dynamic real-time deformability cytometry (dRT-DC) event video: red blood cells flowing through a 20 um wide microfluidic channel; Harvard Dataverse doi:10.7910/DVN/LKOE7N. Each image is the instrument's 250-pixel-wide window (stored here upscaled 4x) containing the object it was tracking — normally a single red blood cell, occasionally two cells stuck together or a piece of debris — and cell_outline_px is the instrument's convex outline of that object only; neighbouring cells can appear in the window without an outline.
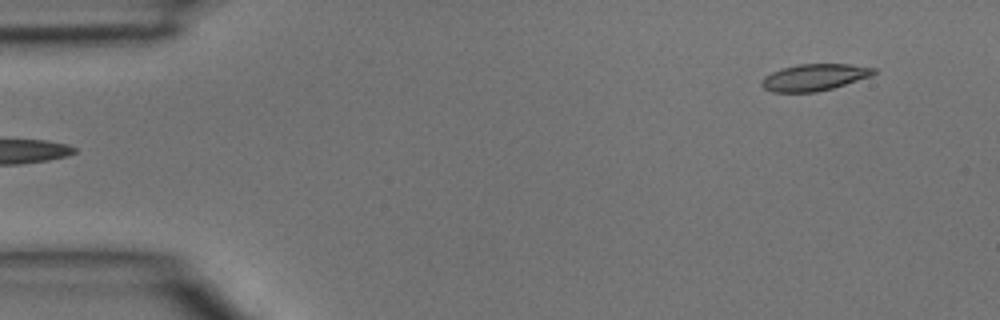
{"species": "common noctule bat (a hibernating species)", "species_latin": "Nyctalus noctula", "temperature_condition": "room temperature", "stored_images_in_passage": 4, "camera_frame_rate_fps": 3000, "um_per_image_px": 0.085, "animal": {"sex": "male", "body_mass_g": 15.6}, "frame": {"image": 1, "passage_image": 1, "time_ms": 0.0, "image_size_px": [1000, 320], "cell_outline_px": [[876, 72], [872, 76], [832, 88], [816, 92], [772, 92], [764, 88], [760, 84], [760, 80], [764, 76], [772, 72], [784, 68], [800, 64], [848, 64], [876, 68]], "centroid_in_image_um": [69.21, 6.57], "position_along_channel_um": 15.8, "area_um2": 17.4}}
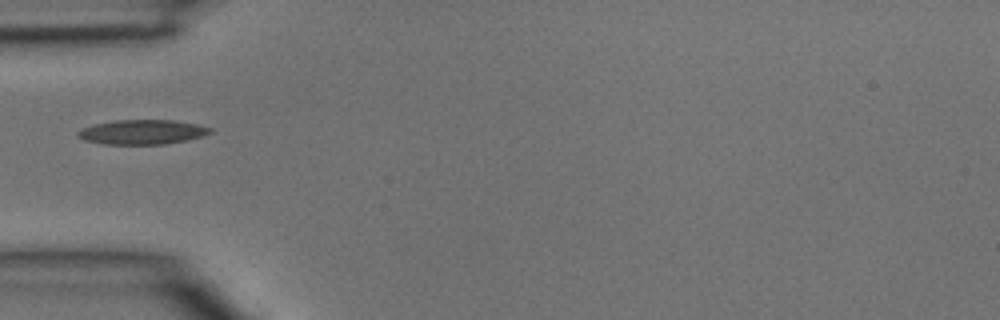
{"frame": {"image": 2, "passage_image": 4, "time_ms": 1.0, "image_size_px": [1000, 320], "cell_outline_px": [[212, 132], [204, 136], [188, 140], [164, 144], [104, 144], [84, 140], [76, 136], [76, 132], [80, 128], [96, 124], [116, 120], [172, 120], [196, 124], [212, 128]], "centroid_in_image_um": [12.08, 11.22], "position_along_channel_um": 72.9, "area_um2": 19.02}}